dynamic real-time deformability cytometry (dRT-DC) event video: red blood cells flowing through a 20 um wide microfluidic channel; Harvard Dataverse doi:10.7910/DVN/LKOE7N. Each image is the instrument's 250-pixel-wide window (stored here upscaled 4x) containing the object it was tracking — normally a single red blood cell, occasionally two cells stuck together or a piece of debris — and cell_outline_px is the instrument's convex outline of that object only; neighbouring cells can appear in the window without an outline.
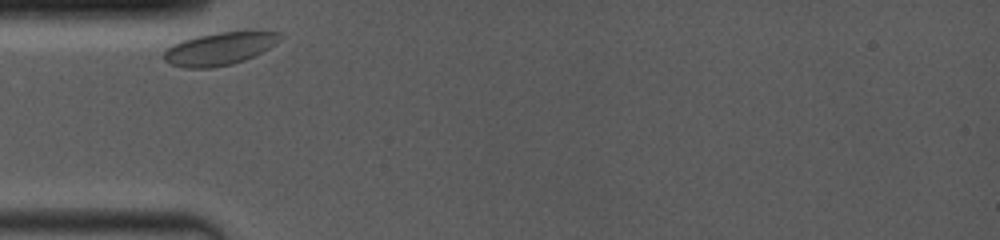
{"species": "common noctule bat (a hibernating species)", "species_latin": "Nyctalus noctula", "temperature_condition": "room temperature", "stored_images_in_passage": 33, "camera_frame_rate_fps": 4000, "um_per_image_px": 0.085, "animal": {"sex": "female", "body_mass_g": 19.0, "forearm_length_mm": 53.3}, "frame": {"image": 1, "passage_image": 1, "time_ms": 0.0, "image_size_px": [1000, 240], "cell_outline_px": [[284, 36], [280, 40], [268, 48], [244, 60], [232, 64], [212, 68], [188, 68], [172, 64], [164, 60], [164, 52], [172, 44], [196, 36], [220, 32], [280, 32]], "centroid_in_image_um": [18.65, 4.14], "position_along_channel_um": 66.4, "area_um2": 21.73}}
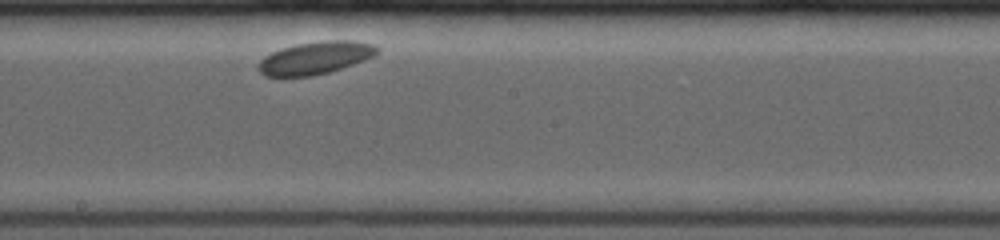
{"frame": {"image": 2, "passage_image": 19, "time_ms": 4.5, "image_size_px": [1000, 240], "cell_outline_px": [[376, 52], [372, 56], [364, 60], [328, 72], [312, 76], [264, 76], [256, 68], [260, 60], [264, 56], [280, 48], [296, 44], [328, 40], [356, 40], [372, 44], [376, 48]], "centroid_in_image_um": [26.73, 4.92], "position_along_channel_um": 221.5, "area_um2": 22.31}}
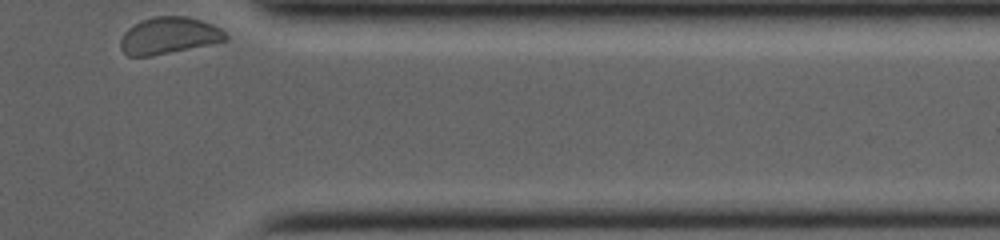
{"frame": {"image": 3, "passage_image": 33, "time_ms": 9.5, "image_size_px": [1000, 240], "cell_outline_px": [[228, 40], [152, 56], [128, 56], [120, 48], [120, 40], [124, 32], [128, 28], [140, 20], [156, 16], [188, 16], [212, 24], [220, 28], [228, 36]], "centroid_in_image_um": [14.33, 3.02], "position_along_channel_um": 397.1, "area_um2": 22.48}, "authors_computed_cell_mechanics": {"area_um2": 22.0218, "velocity_mm_per_s": 3.4824, "shape_relaxation_time_tau1_ms": 1.1182, "shape_relaxation_time_tau2_ms": null, "deformation_change_tau1": 0.0177, "deformation_change_tau2": null}}